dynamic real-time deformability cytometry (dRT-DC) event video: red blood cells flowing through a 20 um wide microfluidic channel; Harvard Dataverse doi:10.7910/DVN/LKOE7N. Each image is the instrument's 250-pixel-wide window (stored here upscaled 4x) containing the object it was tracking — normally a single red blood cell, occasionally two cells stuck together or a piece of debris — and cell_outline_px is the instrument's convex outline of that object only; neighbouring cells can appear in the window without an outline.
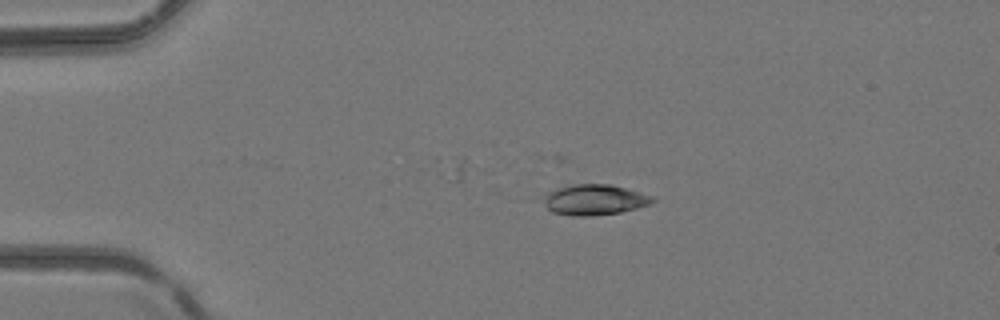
{"species": "common noctule bat (a hibernating species)", "species_latin": "Nyctalus noctula", "temperature_condition": "room temperature", "stored_images_in_passage": 3, "camera_frame_rate_fps": 3000, "um_per_image_px": 0.085, "animal": {"sex": "female", "body_mass_g": 24.6, "forearm_length_mm": 56.2}, "frame": {"image": 1, "passage_image": 2, "time_ms": 0.333, "image_size_px": [1000, 320], "cell_outline_px": [[656, 200], [652, 204], [620, 212], [592, 216], [572, 216], [552, 212], [532, 200], [532, 196], [556, 188], [572, 184], [612, 184], [656, 196]], "centroid_in_image_um": [50.34, 16.97], "position_along_channel_um": 34.7, "area_um2": 20.75}}